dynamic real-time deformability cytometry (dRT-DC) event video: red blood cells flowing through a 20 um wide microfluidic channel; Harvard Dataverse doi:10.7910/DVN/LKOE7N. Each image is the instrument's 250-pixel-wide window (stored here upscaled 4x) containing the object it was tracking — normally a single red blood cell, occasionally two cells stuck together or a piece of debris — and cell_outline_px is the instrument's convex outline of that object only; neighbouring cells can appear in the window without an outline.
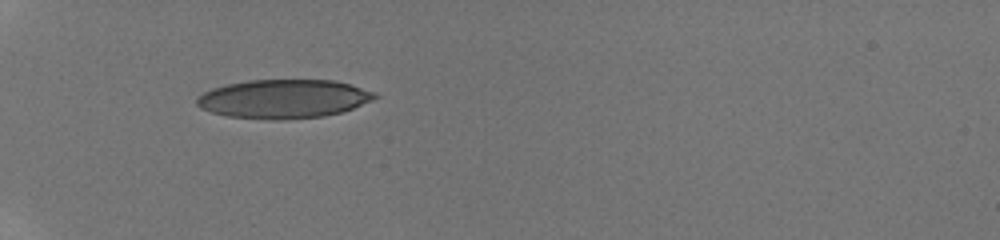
{"species": "human", "species_latin": "Homo sapiens", "temperature_condition": "room temperature", "stored_images_in_passage": 3, "camera_frame_rate_fps": 3000, "um_per_image_px": 0.085, "donor": {"sex": "male"}, "frame": {"image": 1, "passage_image": 1, "time_ms": 0.0, "image_size_px": [1000, 240], "cell_outline_px": [[380, 96], [372, 100], [352, 108], [340, 112], [324, 116], [280, 120], [268, 120], [228, 116], [212, 112], [200, 108], [196, 104], [196, 96], [212, 88], [228, 84], [248, 80], [332, 80], [348, 84], [376, 92]], "centroid_in_image_um": [24.08, 8.41], "position_along_channel_um": 60.9, "area_um2": 40.23}}
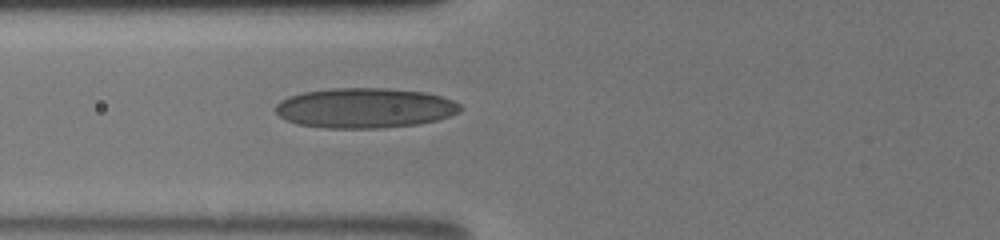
{"frame": {"image": 2, "passage_image": 3, "time_ms": 1.333, "image_size_px": [1000, 240], "cell_outline_px": [[464, 108], [460, 112], [436, 120], [420, 124], [376, 128], [324, 128], [300, 124], [288, 120], [280, 116], [276, 112], [276, 104], [280, 100], [288, 96], [304, 92], [332, 88], [388, 88], [428, 92], [452, 100], [460, 104]], "centroid_in_image_um": [31.04, 9.17], "position_along_channel_um": 94.8, "area_um2": 43.18}}